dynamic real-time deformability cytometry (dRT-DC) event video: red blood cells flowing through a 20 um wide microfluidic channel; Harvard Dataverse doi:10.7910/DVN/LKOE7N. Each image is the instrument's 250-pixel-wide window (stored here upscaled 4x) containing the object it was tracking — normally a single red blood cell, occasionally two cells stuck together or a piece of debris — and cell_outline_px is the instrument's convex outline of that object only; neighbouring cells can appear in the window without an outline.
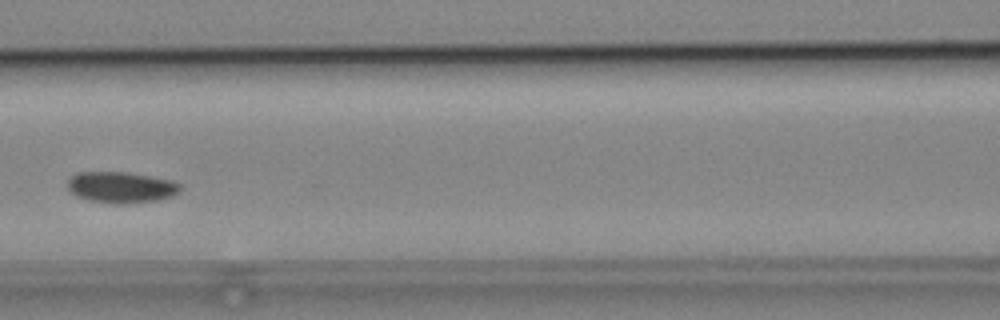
{"species": "common noctule bat (a hibernating species)", "species_latin": "Nyctalus noctula", "temperature_condition": "cold", "stored_images_in_passage": 6, "camera_frame_rate_fps": 3000, "um_per_image_px": 0.085, "animal": {"sex": "male", "body_mass_g": 19.2, "forearm_length_mm": 51.8}, "frame": {"image": 1, "passage_image": 6, "time_ms": 6.0, "image_size_px": [1000, 320], "cell_outline_px": [[180, 192], [172, 196], [156, 200], [124, 204], [116, 204], [88, 200], [76, 196], [68, 188], [68, 180], [76, 172], [128, 172], [172, 180], [180, 184]], "centroid_in_image_um": [10.29, 15.92], "position_along_channel_um": 156.3, "area_um2": 20.46}}